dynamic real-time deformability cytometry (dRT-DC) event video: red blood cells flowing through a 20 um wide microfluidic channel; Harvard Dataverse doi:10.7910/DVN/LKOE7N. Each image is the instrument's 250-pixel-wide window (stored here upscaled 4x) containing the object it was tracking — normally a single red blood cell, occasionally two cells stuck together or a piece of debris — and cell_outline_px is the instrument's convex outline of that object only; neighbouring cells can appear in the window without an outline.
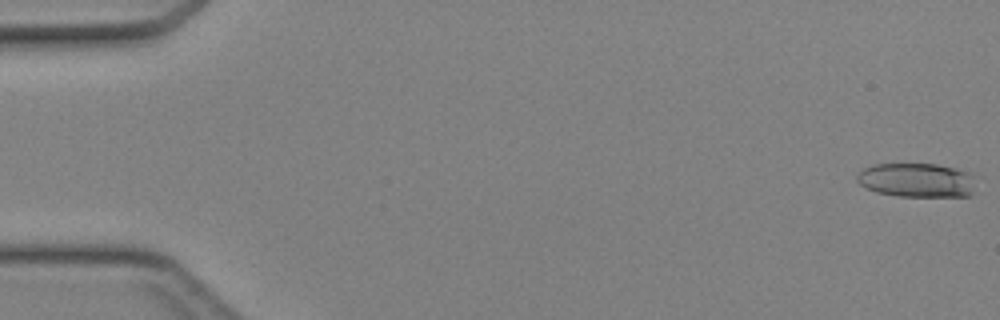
{"species": "Egyptian fruit bat (a non-hibernating species)", "species_latin": "Rousettus aegyptiacus", "temperature_condition": "cold", "stored_images_in_passage": 46, "camera_frame_rate_fps": 3000, "um_per_image_px": 0.085, "animal": {"sex": "female"}, "frame": {"image": 1, "passage_image": 1, "time_ms": 0.0, "image_size_px": [1000, 320], "cell_outline_px": [[972, 192], [968, 196], [896, 196], [876, 192], [860, 184], [856, 180], [856, 176], [864, 168], [872, 164], [936, 164], [956, 168], [968, 172], [972, 176]], "centroid_in_image_um": [77.88, 15.31], "position_along_channel_um": 7.1, "area_um2": 23.47}}
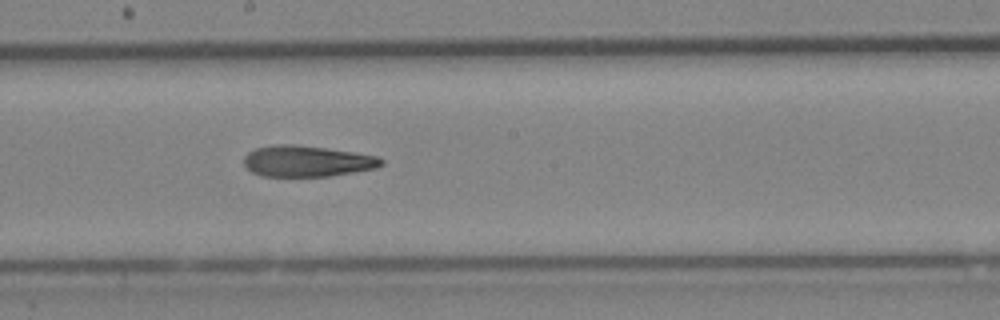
{"frame": {"image": 2, "passage_image": 26, "time_ms": 8.333, "image_size_px": [1000, 320], "cell_outline_px": [[384, 164], [376, 168], [328, 176], [260, 176], [252, 172], [244, 164], [244, 156], [248, 152], [256, 148], [272, 144], [296, 144], [328, 148], [356, 152], [376, 156], [384, 160]], "centroid_in_image_um": [26.09, 13.68], "position_along_channel_um": 222.1, "area_um2": 25.03}}
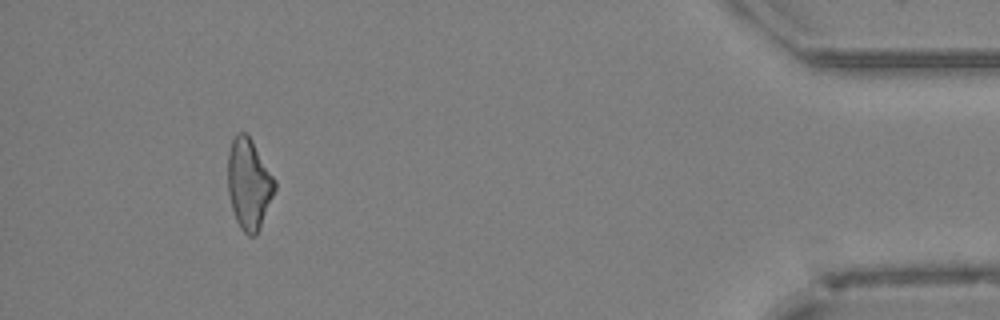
{"frame": {"image": 3, "passage_image": 43, "time_ms": 14.0, "image_size_px": [1000, 320], "cell_outline_px": [[276, 188], [260, 228], [256, 236], [248, 236], [240, 228], [236, 220], [232, 208], [228, 192], [228, 152], [232, 140], [236, 132], [244, 132], [252, 140], [276, 180]], "centroid_in_image_um": [21.16, 15.64], "position_along_channel_um": 414.0, "area_um2": 24.85}}